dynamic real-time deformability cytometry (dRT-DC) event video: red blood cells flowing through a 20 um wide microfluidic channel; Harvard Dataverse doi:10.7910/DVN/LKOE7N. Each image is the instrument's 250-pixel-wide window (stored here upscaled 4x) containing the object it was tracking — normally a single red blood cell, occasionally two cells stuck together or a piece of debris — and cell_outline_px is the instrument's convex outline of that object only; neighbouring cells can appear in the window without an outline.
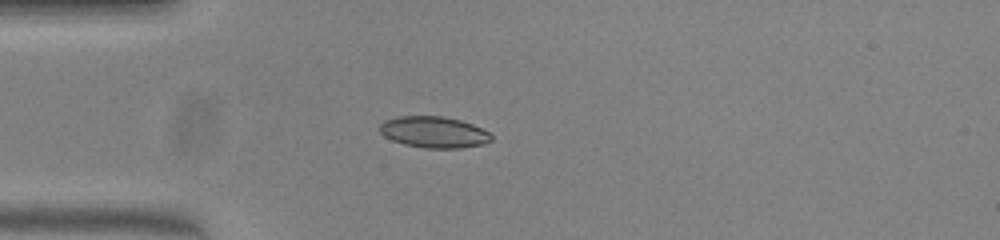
{"species": "common noctule bat (a hibernating species)", "species_latin": "Nyctalus noctula", "temperature_condition": "warm", "stored_images_in_passage": 39, "camera_frame_rate_fps": 3000, "um_per_image_px": 0.085, "animal": {"sex": "female", "body_mass_g": 23.0, "forearm_length_mm": 53.4}, "frame": {"image": 1, "passage_image": 1, "time_ms": 0.0, "image_size_px": [1000, 240], "cell_outline_px": [[492, 140], [484, 144], [460, 148], [424, 148], [404, 144], [392, 140], [384, 136], [380, 132], [380, 124], [384, 120], [396, 116], [440, 116], [460, 120], [472, 124], [488, 132], [492, 136]], "centroid_in_image_um": [36.86, 11.23], "position_along_channel_um": 48.1, "area_um2": 20.35}}
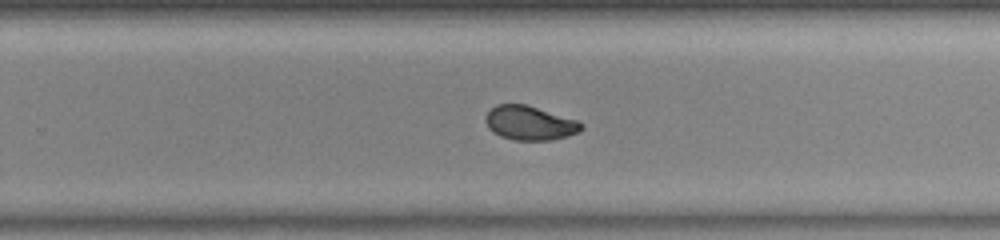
{"frame": {"image": 2, "passage_image": 20, "time_ms": 6.333, "image_size_px": [1000, 240], "cell_outline_px": [[584, 128], [580, 132], [568, 136], [552, 140], [516, 140], [500, 136], [492, 132], [488, 128], [484, 120], [484, 116], [496, 104], [524, 104], [580, 120], [584, 124]], "centroid_in_image_um": [45.06, 10.46], "position_along_channel_um": 284.7, "area_um2": 19.36}}
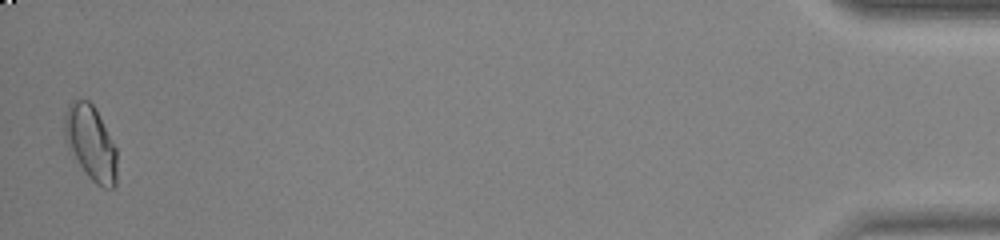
{"frame": {"image": 3, "passage_image": 38, "time_ms": 12.333, "image_size_px": [1000, 240], "cell_outline_px": [[116, 184], [112, 188], [104, 188], [96, 184], [88, 176], [68, 148], [64, 140], [64, 112], [68, 104], [72, 100], [88, 100], [96, 108], [116, 148]], "centroid_in_image_um": [7.69, 12.12], "position_along_channel_um": 427.5, "area_um2": 22.83}, "authors_computed_cell_mechanics": {"area_um2": 19.8832, "velocity_mm_per_s": 3.9497, "shape_relaxation_time_tau1_ms": 5.5371, "shape_relaxation_time_tau2_ms": 1.1792, "deformation_change_tau1": 0.1486, "deformation_change_tau2": 0.0508}}